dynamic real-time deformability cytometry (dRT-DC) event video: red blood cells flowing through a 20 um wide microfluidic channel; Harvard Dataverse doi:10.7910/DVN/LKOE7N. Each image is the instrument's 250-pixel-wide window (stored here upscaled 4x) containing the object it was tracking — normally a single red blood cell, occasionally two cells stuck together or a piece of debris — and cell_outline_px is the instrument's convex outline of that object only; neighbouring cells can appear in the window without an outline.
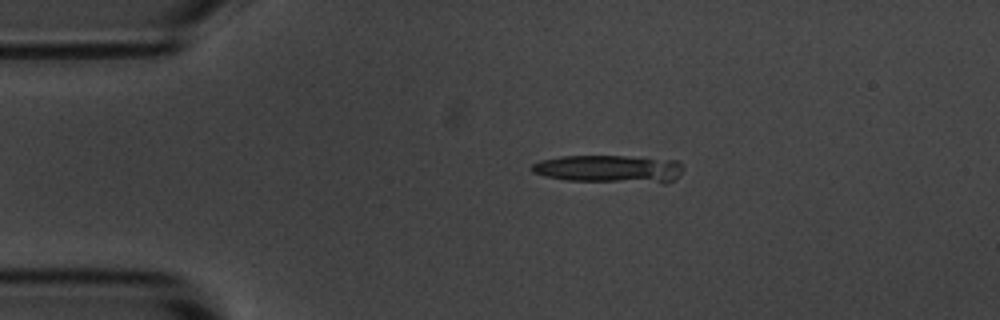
{"species": "common noctule bat (a hibernating species)", "species_latin": "Nyctalus noctula", "temperature_condition": "room temperature", "stored_images_in_passage": 8, "camera_frame_rate_fps": 3000, "um_per_image_px": 0.085, "animal": {"sex": "male", "body_mass_g": 20.1, "forearm_length_mm": 53.5}, "frame": {"image": 1, "passage_image": 3, "time_ms": 3.0, "image_size_px": [1000, 320], "cell_outline_px": [[680, 172], [672, 180], [664, 184], [564, 180], [544, 176], [532, 172], [528, 168], [532, 164], [540, 160], [560, 156], [628, 156], [676, 160], [680, 164]], "centroid_in_image_um": [51.72, 14.37], "position_along_channel_um": 33.3, "area_um2": 24.8}}